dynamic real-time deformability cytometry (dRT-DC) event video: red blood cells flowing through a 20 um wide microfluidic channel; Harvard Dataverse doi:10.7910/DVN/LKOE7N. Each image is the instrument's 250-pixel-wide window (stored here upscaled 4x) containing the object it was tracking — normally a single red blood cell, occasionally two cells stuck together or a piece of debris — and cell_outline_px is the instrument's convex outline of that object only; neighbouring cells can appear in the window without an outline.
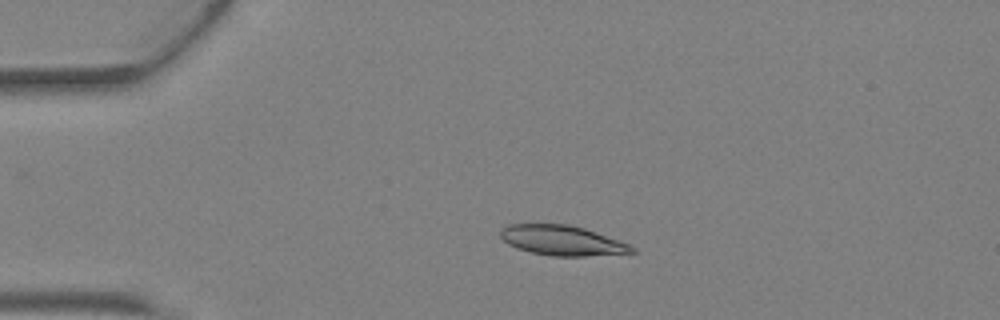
{"species": "Egyptian fruit bat (a non-hibernating species)", "species_latin": "Rousettus aegyptiacus", "temperature_condition": "warm", "stored_images_in_passage": 3, "camera_frame_rate_fps": 3000, "um_per_image_px": 0.085, "animal": {"sex": "female"}, "frame": {"image": 1, "passage_image": 1, "time_ms": 0.0, "image_size_px": [1000, 320], "cell_outline_px": [[636, 252], [584, 256], [552, 256], [532, 252], [516, 248], [508, 244], [500, 236], [500, 232], [508, 224], [568, 224], [584, 228], [628, 244], [636, 248]], "centroid_in_image_um": [47.76, 20.44], "position_along_channel_um": 37.2, "area_um2": 22.66}}
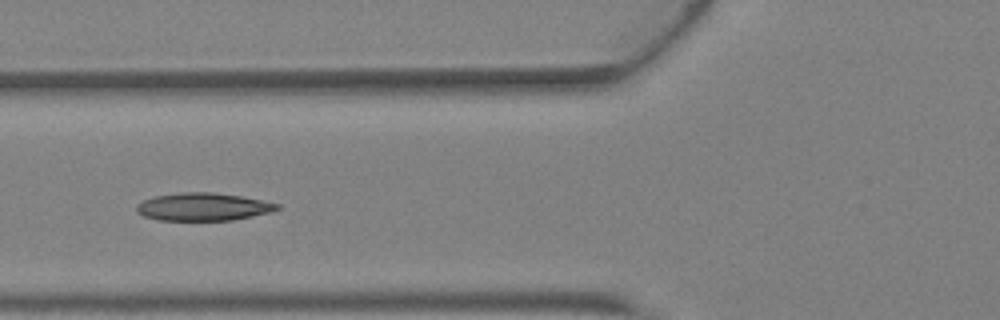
{"frame": {"image": 2, "passage_image": 3, "time_ms": 0.667, "image_size_px": [1000, 320], "cell_outline_px": [[280, 208], [268, 212], [252, 216], [232, 220], [160, 220], [144, 216], [136, 212], [136, 204], [152, 196], [180, 192], [216, 192], [240, 196], [280, 204]], "centroid_in_image_um": [17.21, 17.57], "position_along_channel_um": 108.6, "area_um2": 22.72}}